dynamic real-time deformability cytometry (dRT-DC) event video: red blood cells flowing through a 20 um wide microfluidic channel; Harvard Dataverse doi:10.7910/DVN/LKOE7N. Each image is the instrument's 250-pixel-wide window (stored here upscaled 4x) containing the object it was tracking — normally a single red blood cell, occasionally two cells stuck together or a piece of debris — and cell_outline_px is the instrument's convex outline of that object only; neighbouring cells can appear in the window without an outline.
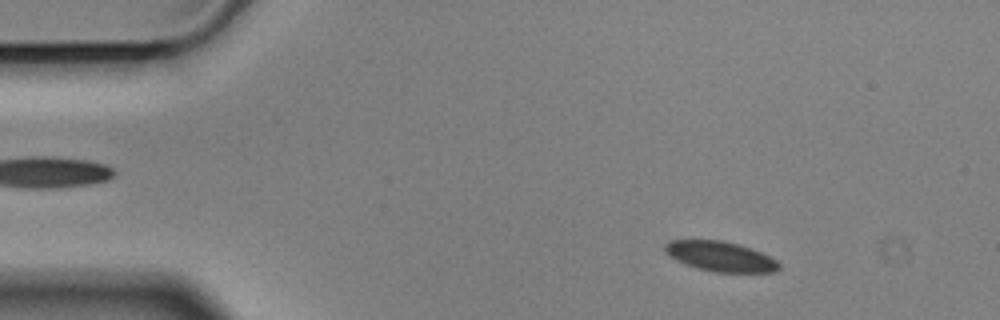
{"species": "Egyptian fruit bat (a non-hibernating species)", "species_latin": "Rousettus aegyptiacus", "temperature_condition": "cold", "stored_images_in_passage": 56, "camera_frame_rate_fps": 3000, "um_per_image_px": 0.085, "animal": {"sex": "male"}, "frame": {"image": 1, "passage_image": 7, "time_ms": 2.0, "image_size_px": [1000, 320], "cell_outline_px": [[780, 268], [776, 272], [716, 272], [700, 268], [676, 260], [664, 252], [664, 244], [668, 240], [724, 240], [740, 244], [760, 252], [776, 260], [780, 264]], "centroid_in_image_um": [61.23, 21.78], "position_along_channel_um": 23.8, "area_um2": 19.83}}
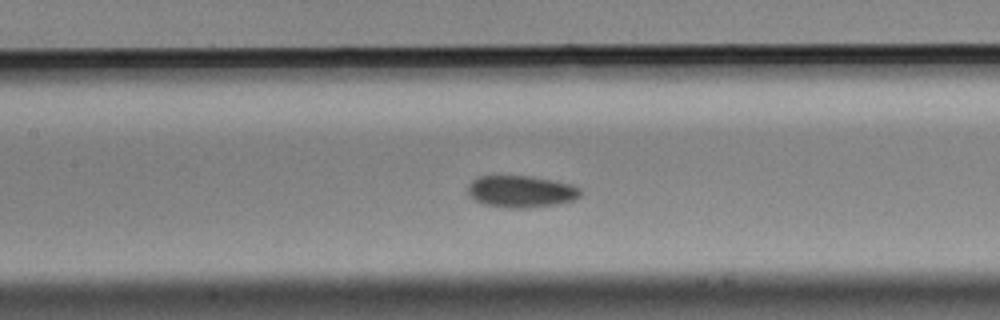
{"frame": {"image": 2, "passage_image": 25, "time_ms": 8.0, "image_size_px": [1000, 320], "cell_outline_px": [[584, 192], [580, 196], [572, 200], [556, 204], [528, 208], [508, 208], [484, 204], [476, 200], [468, 192], [468, 184], [476, 176], [532, 176], [572, 184], [580, 188]], "centroid_in_image_um": [44.31, 16.27], "position_along_channel_um": 163.1, "area_um2": 20.98}}
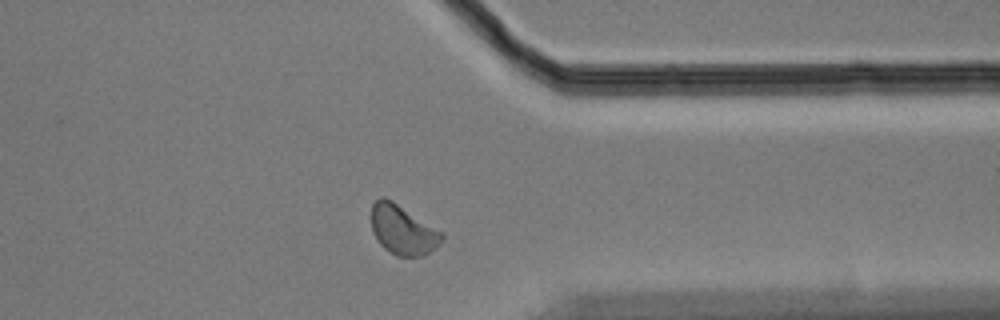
{"frame": {"image": 3, "passage_image": 44, "time_ms": 14.333, "image_size_px": [1000, 320], "cell_outline_px": [[444, 236], [440, 244], [424, 256], [396, 256], [384, 248], [376, 240], [372, 232], [372, 204], [380, 196], [384, 196], [392, 200], [444, 232]], "centroid_in_image_um": [34.25, 19.53], "position_along_channel_um": 377.2, "area_um2": 20.58}, "authors_computed_cell_mechanics": {"area_um2": 20.4612, "velocity_mm_per_s": 3.473, "shape_relaxation_time_tau1_ms": 1.7689, "shape_relaxation_time_tau2_ms": 5.0636, "deformation_change_tau1": 0.0501, "deformation_change_tau2": 0.074}}